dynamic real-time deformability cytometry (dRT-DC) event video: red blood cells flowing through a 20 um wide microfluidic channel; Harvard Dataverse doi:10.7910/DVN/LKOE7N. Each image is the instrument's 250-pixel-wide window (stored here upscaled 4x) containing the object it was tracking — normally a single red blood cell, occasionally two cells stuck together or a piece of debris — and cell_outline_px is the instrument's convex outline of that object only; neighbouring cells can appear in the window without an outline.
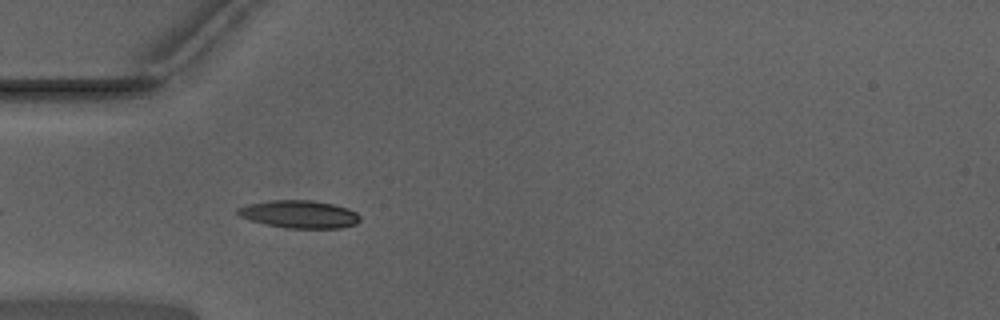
{"species": "Egyptian fruit bat (a non-hibernating species)", "species_latin": "Rousettus aegyptiacus", "temperature_condition": "warm", "stored_images_in_passage": 29, "camera_frame_rate_fps": 3000, "um_per_image_px": 0.085, "animal": {"sex": "male"}, "frame": {"image": 1, "passage_image": 4, "time_ms": 1.0, "image_size_px": [1000, 320], "cell_outline_px": [[360, 220], [356, 224], [340, 228], [284, 228], [248, 220], [240, 216], [236, 212], [236, 208], [252, 204], [272, 200], [312, 200], [332, 204], [348, 208], [356, 212], [360, 216]], "centroid_in_image_um": [25.45, 18.22], "position_along_channel_um": 59.5, "area_um2": 19.71}}
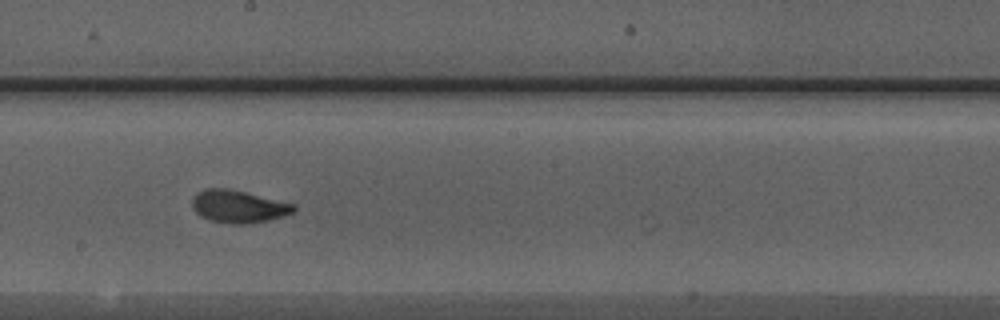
{"frame": {"image": 2, "passage_image": 17, "time_ms": 5.333, "image_size_px": [1000, 320], "cell_outline_px": [[296, 208], [292, 212], [284, 216], [268, 220], [248, 224], [232, 224], [208, 220], [200, 216], [192, 208], [192, 196], [196, 192], [204, 188], [228, 188], [296, 204]], "centroid_in_image_um": [20.23, 17.55], "position_along_channel_um": 228.0, "area_um2": 19.48}}
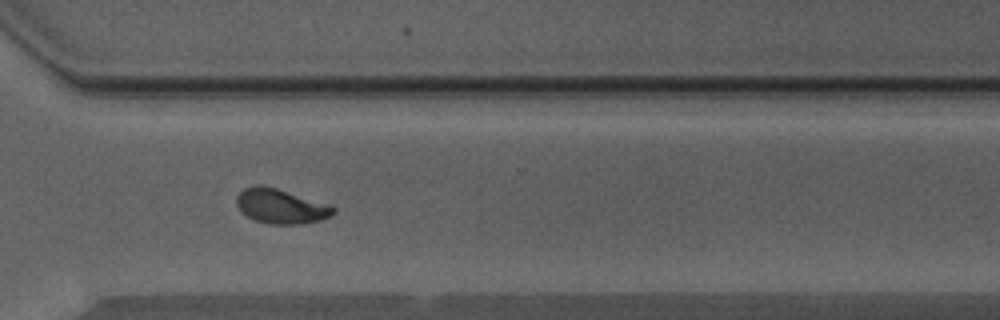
{"frame": {"image": 3, "passage_image": 26, "time_ms": 8.333, "image_size_px": [1000, 320], "cell_outline_px": [[336, 212], [332, 216], [320, 220], [300, 224], [268, 224], [256, 220], [240, 212], [236, 204], [236, 196], [244, 188], [256, 184], [260, 184], [276, 188], [332, 204], [336, 208]], "centroid_in_image_um": [23.9, 17.52], "position_along_channel_um": 346.7, "area_um2": 19.88}, "authors_computed_cell_mechanics": {"area_um2": 19.1896, "velocity_mm_per_s": 3.9551, "shape_relaxation_time_tau1_ms": 2.6308, "shape_relaxation_time_tau2_ms": 0.9714, "deformation_change_tau1": 0.1366, "deformation_change_tau2": 0.0629}}